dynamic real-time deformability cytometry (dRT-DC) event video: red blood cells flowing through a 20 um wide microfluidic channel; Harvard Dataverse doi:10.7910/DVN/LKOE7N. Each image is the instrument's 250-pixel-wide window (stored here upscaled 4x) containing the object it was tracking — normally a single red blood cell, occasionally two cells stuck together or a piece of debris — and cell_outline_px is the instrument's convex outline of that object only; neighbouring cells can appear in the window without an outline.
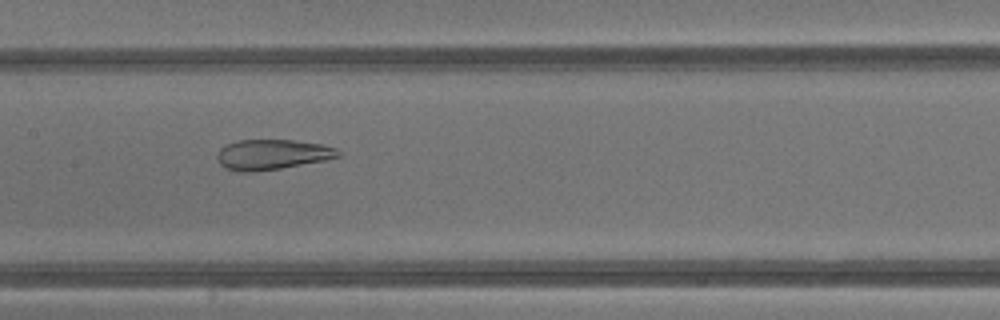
{"species": "common noctule bat (a hibernating species)", "species_latin": "Nyctalus noctula", "temperature_condition": "warm", "stored_images_in_passage": 42, "camera_frame_rate_fps": 3000, "um_per_image_px": 0.085, "animal": {"sex": "male", "body_mass_g": 13.3}, "frame": {"image": 1, "passage_image": 21, "time_ms": 6.667, "image_size_px": [1000, 320], "cell_outline_px": [[344, 156], [324, 160], [280, 168], [248, 172], [240, 172], [224, 168], [220, 164], [216, 156], [216, 152], [220, 148], [236, 140], [296, 140], [320, 144], [336, 148]], "centroid_in_image_um": [23.12, 13.13], "position_along_channel_um": 184.3, "area_um2": 21.33}}
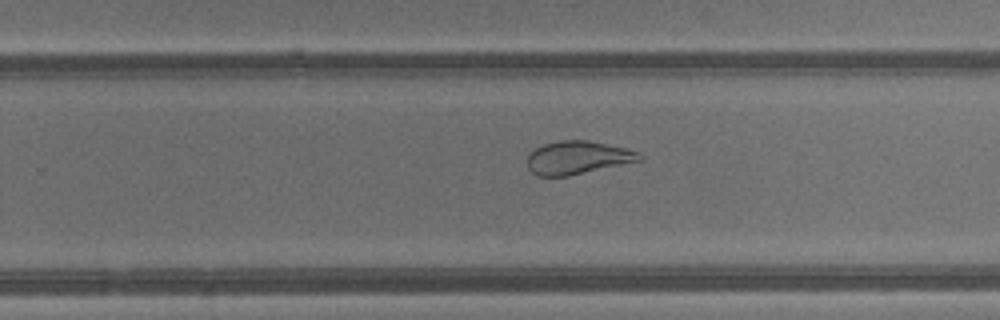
{"frame": {"image": 2, "passage_image": 27, "time_ms": 8.667, "image_size_px": [1000, 320], "cell_outline_px": [[644, 160], [568, 176], [536, 176], [528, 168], [528, 152], [544, 144], [560, 140], [588, 140], [628, 148], [644, 156]], "centroid_in_image_um": [49.12, 13.4], "position_along_channel_um": 280.7, "area_um2": 21.85}}
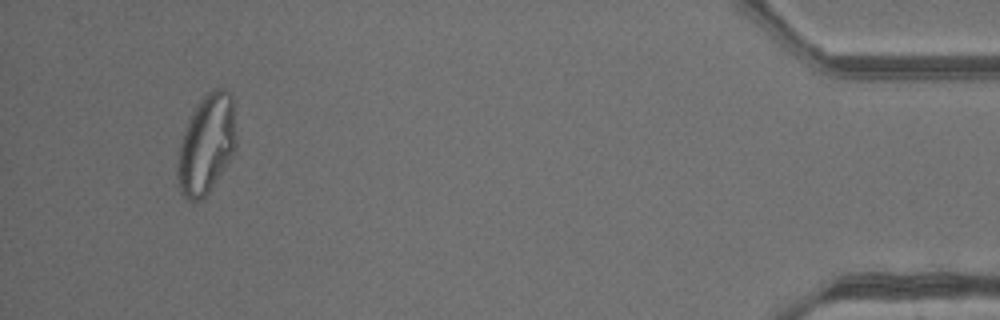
{"frame": {"image": 3, "passage_image": 40, "time_ms": 13.0, "image_size_px": [1000, 320], "cell_outline_px": [[236, 144], [232, 156], [208, 192], [200, 200], [188, 200], [180, 192], [176, 176], [176, 164], [180, 144], [188, 120], [192, 112], [200, 100], [212, 88], [224, 88], [232, 92], [236, 140]], "centroid_in_image_um": [17.54, 12.24], "position_along_channel_um": 417.7, "area_um2": 33.93}}